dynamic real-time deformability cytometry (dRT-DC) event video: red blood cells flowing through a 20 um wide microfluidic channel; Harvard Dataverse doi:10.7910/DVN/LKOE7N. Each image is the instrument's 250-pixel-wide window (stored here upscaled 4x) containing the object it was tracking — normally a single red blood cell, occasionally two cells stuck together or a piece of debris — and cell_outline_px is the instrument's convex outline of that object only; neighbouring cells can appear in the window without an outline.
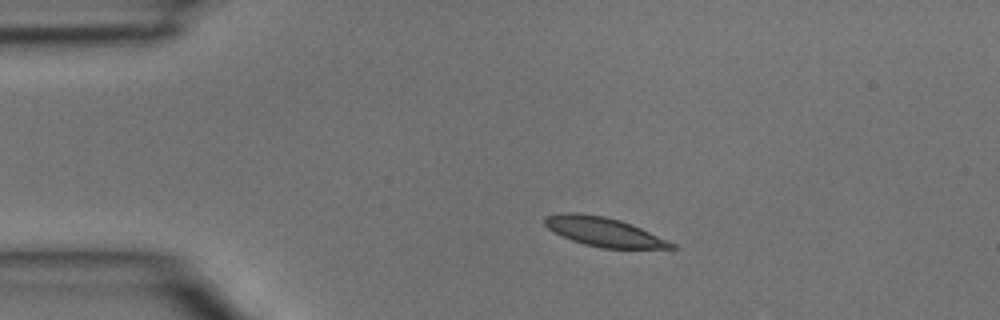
{"species": "common noctule bat (a hibernating species)", "species_latin": "Nyctalus noctula", "temperature_condition": "room temperature", "stored_images_in_passage": 2, "camera_frame_rate_fps": 3000, "um_per_image_px": 0.085, "animal": {"sex": "male", "body_mass_g": 15.6}, "frame": {"image": 1, "passage_image": 2, "time_ms": 0.333, "image_size_px": [1000, 320], "cell_outline_px": [[676, 248], [600, 248], [584, 244], [572, 240], [548, 228], [544, 224], [544, 216], [564, 212], [576, 212], [604, 216], [620, 220], [632, 224], [676, 244]], "centroid_in_image_um": [51.31, 19.69], "position_along_channel_um": 33.7, "area_um2": 21.27}}